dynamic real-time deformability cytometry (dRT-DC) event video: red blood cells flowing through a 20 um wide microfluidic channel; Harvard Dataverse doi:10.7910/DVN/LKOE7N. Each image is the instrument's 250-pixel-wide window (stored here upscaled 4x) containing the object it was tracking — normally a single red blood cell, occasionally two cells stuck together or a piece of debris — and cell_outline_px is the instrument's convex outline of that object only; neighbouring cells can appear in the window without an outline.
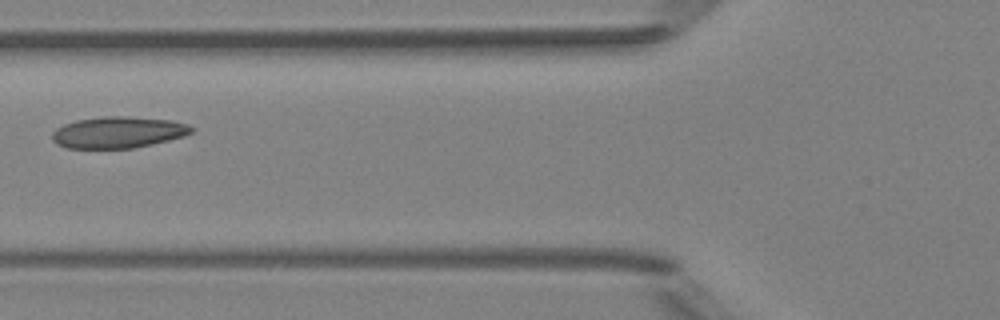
{"species": "Egyptian fruit bat (a non-hibernating species)", "species_latin": "Rousettus aegyptiacus", "temperature_condition": "room temperature", "stored_images_in_passage": 2, "camera_frame_rate_fps": 3000, "um_per_image_px": 0.085, "animal": {"sex": "female"}, "frame": {"image": 1, "passage_image": 2, "time_ms": 1.0, "image_size_px": [1000, 320], "cell_outline_px": [[196, 128], [192, 132], [184, 136], [168, 140], [132, 148], [68, 148], [56, 144], [52, 140], [52, 132], [56, 128], [64, 124], [76, 120], [100, 116], [128, 116], [172, 120], [188, 124]], "centroid_in_image_um": [10.04, 11.23], "position_along_channel_um": 115.8, "area_um2": 25.66}}